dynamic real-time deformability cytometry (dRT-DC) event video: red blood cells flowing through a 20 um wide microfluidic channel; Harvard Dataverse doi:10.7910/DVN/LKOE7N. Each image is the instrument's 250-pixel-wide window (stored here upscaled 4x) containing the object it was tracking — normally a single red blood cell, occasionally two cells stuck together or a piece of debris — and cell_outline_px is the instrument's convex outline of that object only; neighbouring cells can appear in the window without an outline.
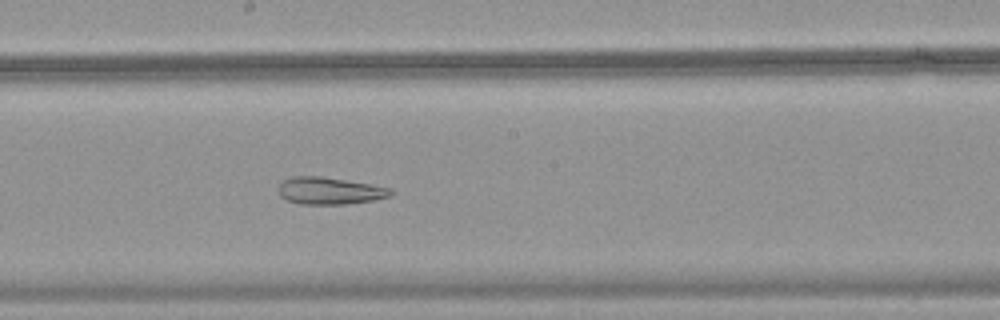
{"species": "common noctule bat (a hibernating species)", "species_latin": "Nyctalus noctula", "temperature_condition": "warm", "stored_images_in_passage": 34, "camera_frame_rate_fps": 3000, "um_per_image_px": 0.085, "animal": {"sex": "female", "body_mass_g": 18.4}, "frame": {"image": 1, "passage_image": 20, "time_ms": 6.333, "image_size_px": [1000, 320], "cell_outline_px": [[396, 192], [388, 196], [372, 200], [348, 204], [300, 204], [288, 200], [280, 196], [280, 184], [284, 180], [292, 176], [320, 176], [392, 188]], "centroid_in_image_um": [28.03, 16.22], "position_along_channel_um": 220.2, "area_um2": 17.51}}
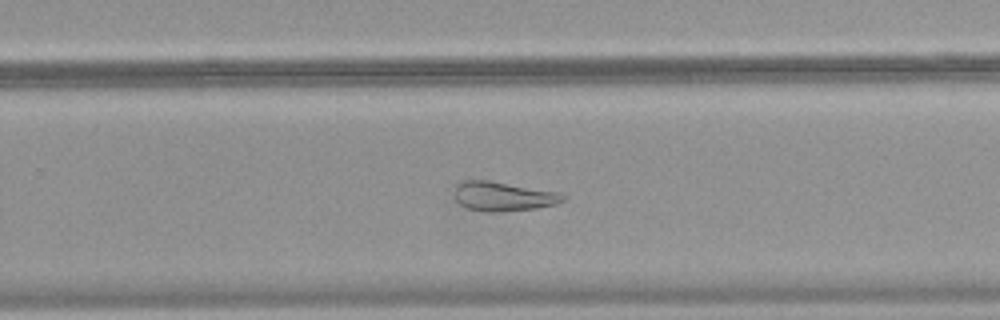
{"frame": {"image": 2, "passage_image": 25, "time_ms": 8.0, "image_size_px": [1000, 320], "cell_outline_px": [[568, 196], [564, 200], [556, 204], [536, 208], [492, 212], [484, 212], [468, 208], [460, 204], [456, 200], [456, 184], [468, 180], [484, 180], [556, 192]], "centroid_in_image_um": [42.77, 16.7], "position_along_channel_um": 287.0, "area_um2": 18.03}}